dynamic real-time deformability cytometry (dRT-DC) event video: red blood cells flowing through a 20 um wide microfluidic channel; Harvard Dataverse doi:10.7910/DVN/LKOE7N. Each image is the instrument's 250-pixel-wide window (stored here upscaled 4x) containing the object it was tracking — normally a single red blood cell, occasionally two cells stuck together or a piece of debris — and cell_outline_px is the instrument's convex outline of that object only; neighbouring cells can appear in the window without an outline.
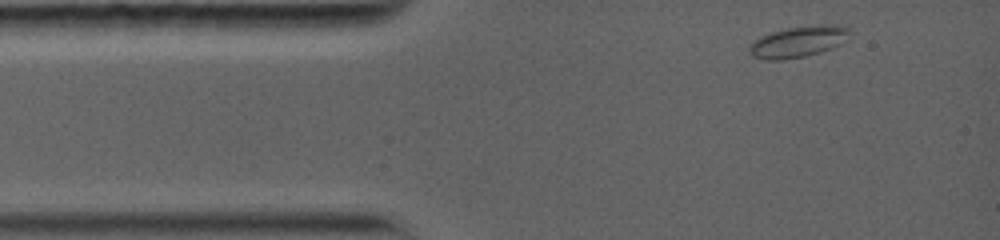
{"species": "common noctule bat (a hibernating species)", "species_latin": "Nyctalus noctula", "temperature_condition": "warm", "stored_images_in_passage": 36, "camera_frame_rate_fps": 5000, "um_per_image_px": 0.085, "animal": {"sex": "female", "body_mass_g": 19.0, "forearm_length_mm": 56.7}, "frame": {"image": 1, "passage_image": 1, "time_ms": 0.0, "image_size_px": [1000, 240], "cell_outline_px": [[852, 32], [848, 40], [832, 48], [820, 52], [804, 56], [784, 60], [768, 60], [752, 56], [748, 52], [748, 48], [760, 36], [772, 32], [788, 28], [832, 24], [840, 24], [848, 28]], "centroid_in_image_um": [67.9, 3.55], "position_along_channel_um": 17.1, "area_um2": 18.21}}
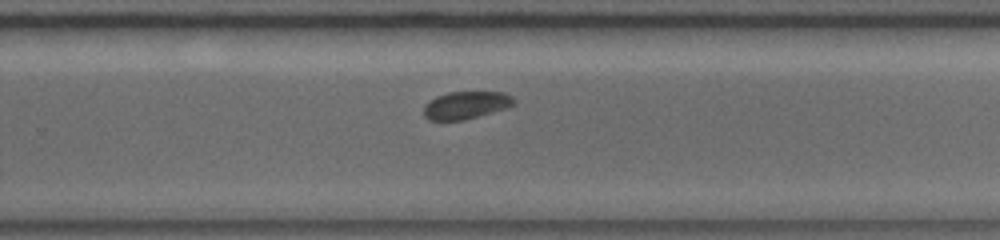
{"frame": {"image": 2, "passage_image": 17, "time_ms": 8.0, "image_size_px": [1000, 240], "cell_outline_px": [[516, 104], [508, 108], [464, 120], [428, 120], [424, 116], [424, 108], [436, 96], [448, 92], [504, 92], [512, 96], [516, 100]], "centroid_in_image_um": [39.67, 8.94], "position_along_channel_um": 290.1, "area_um2": 14.51}}
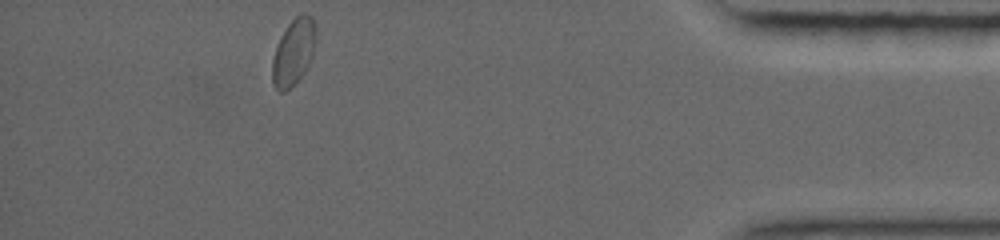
{"frame": {"image": 3, "passage_image": 36, "time_ms": 12.4, "image_size_px": [1000, 240], "cell_outline_px": [[316, 40], [312, 56], [304, 72], [284, 92], [280, 92], [272, 84], [272, 60], [280, 36], [288, 24], [296, 16], [304, 12], [312, 16], [316, 28]], "centroid_in_image_um": [24.95, 4.37], "position_along_channel_um": 410.2, "area_um2": 16.76}}